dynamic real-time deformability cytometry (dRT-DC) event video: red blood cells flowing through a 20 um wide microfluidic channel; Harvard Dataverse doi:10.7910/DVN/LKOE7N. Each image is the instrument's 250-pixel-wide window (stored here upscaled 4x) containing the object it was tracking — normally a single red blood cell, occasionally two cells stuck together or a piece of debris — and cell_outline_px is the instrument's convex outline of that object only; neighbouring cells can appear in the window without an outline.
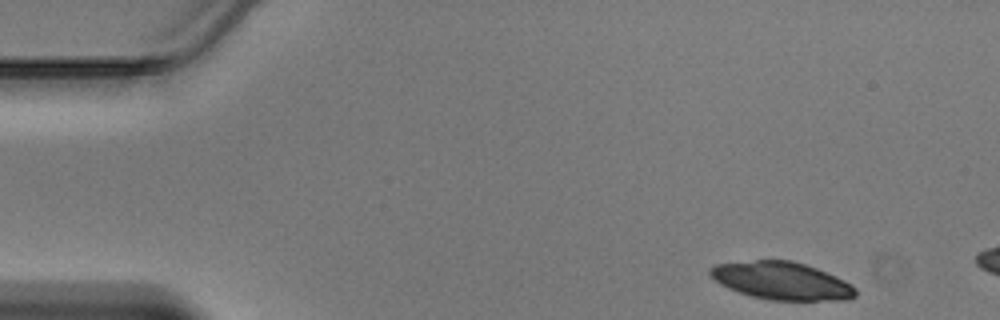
{"species": "Egyptian fruit bat (a non-hibernating species)", "species_latin": "Rousettus aegyptiacus", "temperature_condition": "warm", "stored_images_in_passage": 6, "camera_frame_rate_fps": 3000, "um_per_image_px": 0.085, "animal": {"sex": "male"}, "frame": {"image": 1, "passage_image": 1, "time_ms": 0.0, "image_size_px": [1000, 320], "cell_outline_px": [[856, 296], [848, 300], [772, 300], [752, 296], [728, 288], [720, 284], [708, 272], [708, 268], [716, 264], [756, 260], [792, 260], [816, 268], [836, 276], [852, 284], [856, 288]], "centroid_in_image_um": [66.46, 23.86], "position_along_channel_um": 18.5, "area_um2": 31.85}}